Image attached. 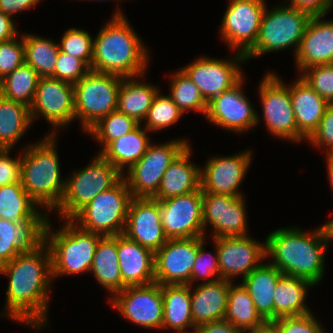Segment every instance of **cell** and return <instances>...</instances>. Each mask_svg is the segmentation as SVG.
Masks as SVG:
<instances>
[{"instance_id": "6da1fadb", "label": "cell", "mask_w": 333, "mask_h": 333, "mask_svg": "<svg viewBox=\"0 0 333 333\" xmlns=\"http://www.w3.org/2000/svg\"><path fill=\"white\" fill-rule=\"evenodd\" d=\"M0 273L9 277L4 316L33 329L45 326L53 281L47 245L44 243L33 252L18 254L0 267Z\"/></svg>"}, {"instance_id": "7a4b0ae2", "label": "cell", "mask_w": 333, "mask_h": 333, "mask_svg": "<svg viewBox=\"0 0 333 333\" xmlns=\"http://www.w3.org/2000/svg\"><path fill=\"white\" fill-rule=\"evenodd\" d=\"M332 240L330 220L310 233L297 227L281 228L267 236L266 256H272L270 264L283 275L308 280L315 286L324 276V253Z\"/></svg>"}, {"instance_id": "3957f363", "label": "cell", "mask_w": 333, "mask_h": 333, "mask_svg": "<svg viewBox=\"0 0 333 333\" xmlns=\"http://www.w3.org/2000/svg\"><path fill=\"white\" fill-rule=\"evenodd\" d=\"M149 52L119 10L94 39L91 71L121 77H143Z\"/></svg>"}, {"instance_id": "277c9868", "label": "cell", "mask_w": 333, "mask_h": 333, "mask_svg": "<svg viewBox=\"0 0 333 333\" xmlns=\"http://www.w3.org/2000/svg\"><path fill=\"white\" fill-rule=\"evenodd\" d=\"M39 143L23 148L20 182L31 199L40 207L55 210L62 200L65 180L60 176L55 132Z\"/></svg>"}, {"instance_id": "5b68a950", "label": "cell", "mask_w": 333, "mask_h": 333, "mask_svg": "<svg viewBox=\"0 0 333 333\" xmlns=\"http://www.w3.org/2000/svg\"><path fill=\"white\" fill-rule=\"evenodd\" d=\"M52 232L50 220L45 229V244L51 256L52 278L90 272L100 234L79 228L70 219Z\"/></svg>"}, {"instance_id": "8992f818", "label": "cell", "mask_w": 333, "mask_h": 333, "mask_svg": "<svg viewBox=\"0 0 333 333\" xmlns=\"http://www.w3.org/2000/svg\"><path fill=\"white\" fill-rule=\"evenodd\" d=\"M132 199L128 184L122 177L112 188L99 193L70 220L79 228L102 236L123 234Z\"/></svg>"}, {"instance_id": "52a82bcc", "label": "cell", "mask_w": 333, "mask_h": 333, "mask_svg": "<svg viewBox=\"0 0 333 333\" xmlns=\"http://www.w3.org/2000/svg\"><path fill=\"white\" fill-rule=\"evenodd\" d=\"M309 20L306 13L287 4L270 11L265 9L256 43L245 54L246 61L291 46H294L296 55Z\"/></svg>"}, {"instance_id": "ba28073f", "label": "cell", "mask_w": 333, "mask_h": 333, "mask_svg": "<svg viewBox=\"0 0 333 333\" xmlns=\"http://www.w3.org/2000/svg\"><path fill=\"white\" fill-rule=\"evenodd\" d=\"M65 181L61 202L55 209L61 220L71 219L99 193L112 188L123 174L99 153L93 161Z\"/></svg>"}, {"instance_id": "9c48e42d", "label": "cell", "mask_w": 333, "mask_h": 333, "mask_svg": "<svg viewBox=\"0 0 333 333\" xmlns=\"http://www.w3.org/2000/svg\"><path fill=\"white\" fill-rule=\"evenodd\" d=\"M122 78L90 70L73 84L75 119L81 121L83 131L87 132L104 116L117 109Z\"/></svg>"}, {"instance_id": "30bf717a", "label": "cell", "mask_w": 333, "mask_h": 333, "mask_svg": "<svg viewBox=\"0 0 333 333\" xmlns=\"http://www.w3.org/2000/svg\"><path fill=\"white\" fill-rule=\"evenodd\" d=\"M159 144L150 143L144 156L127 170L128 176H123L133 197L152 198L171 162L190 143L183 138Z\"/></svg>"}, {"instance_id": "8fae6325", "label": "cell", "mask_w": 333, "mask_h": 333, "mask_svg": "<svg viewBox=\"0 0 333 333\" xmlns=\"http://www.w3.org/2000/svg\"><path fill=\"white\" fill-rule=\"evenodd\" d=\"M263 117L270 134L286 141H297V125L289 86L275 73H268L259 86Z\"/></svg>"}, {"instance_id": "7c38bea8", "label": "cell", "mask_w": 333, "mask_h": 333, "mask_svg": "<svg viewBox=\"0 0 333 333\" xmlns=\"http://www.w3.org/2000/svg\"><path fill=\"white\" fill-rule=\"evenodd\" d=\"M109 303L130 322L143 328L162 329V285L151 283L128 286L110 298Z\"/></svg>"}, {"instance_id": "4fadbf2b", "label": "cell", "mask_w": 333, "mask_h": 333, "mask_svg": "<svg viewBox=\"0 0 333 333\" xmlns=\"http://www.w3.org/2000/svg\"><path fill=\"white\" fill-rule=\"evenodd\" d=\"M265 4L264 0H230L220 29L228 46L246 54L255 45Z\"/></svg>"}, {"instance_id": "5bb4252c", "label": "cell", "mask_w": 333, "mask_h": 333, "mask_svg": "<svg viewBox=\"0 0 333 333\" xmlns=\"http://www.w3.org/2000/svg\"><path fill=\"white\" fill-rule=\"evenodd\" d=\"M201 188L159 201L163 231L168 239L205 236Z\"/></svg>"}, {"instance_id": "9a60e30c", "label": "cell", "mask_w": 333, "mask_h": 333, "mask_svg": "<svg viewBox=\"0 0 333 333\" xmlns=\"http://www.w3.org/2000/svg\"><path fill=\"white\" fill-rule=\"evenodd\" d=\"M234 59L200 57L181 68L194 82L203 98L209 102L215 96L231 89L244 76L239 63L246 61L245 54L237 51Z\"/></svg>"}, {"instance_id": "2e32d148", "label": "cell", "mask_w": 333, "mask_h": 333, "mask_svg": "<svg viewBox=\"0 0 333 333\" xmlns=\"http://www.w3.org/2000/svg\"><path fill=\"white\" fill-rule=\"evenodd\" d=\"M32 122L44 117L55 128L68 126L75 120L73 84L52 77H40L30 107ZM40 114V115H39Z\"/></svg>"}, {"instance_id": "e0dca14e", "label": "cell", "mask_w": 333, "mask_h": 333, "mask_svg": "<svg viewBox=\"0 0 333 333\" xmlns=\"http://www.w3.org/2000/svg\"><path fill=\"white\" fill-rule=\"evenodd\" d=\"M218 251V263L221 279L234 281L233 278L242 275L244 279L252 270L258 268L265 260V244L246 236L213 238Z\"/></svg>"}, {"instance_id": "ac0fdd59", "label": "cell", "mask_w": 333, "mask_h": 333, "mask_svg": "<svg viewBox=\"0 0 333 333\" xmlns=\"http://www.w3.org/2000/svg\"><path fill=\"white\" fill-rule=\"evenodd\" d=\"M243 78L231 89L212 98L207 105L206 119L214 125L233 132H243L255 127L259 120L242 88Z\"/></svg>"}, {"instance_id": "d6986e66", "label": "cell", "mask_w": 333, "mask_h": 333, "mask_svg": "<svg viewBox=\"0 0 333 333\" xmlns=\"http://www.w3.org/2000/svg\"><path fill=\"white\" fill-rule=\"evenodd\" d=\"M244 198L203 193V229L206 230V226L211 224L213 238L246 236L248 226Z\"/></svg>"}, {"instance_id": "ffe728a7", "label": "cell", "mask_w": 333, "mask_h": 333, "mask_svg": "<svg viewBox=\"0 0 333 333\" xmlns=\"http://www.w3.org/2000/svg\"><path fill=\"white\" fill-rule=\"evenodd\" d=\"M198 254V237L168 239L155 252V282L160 285L189 284Z\"/></svg>"}, {"instance_id": "44dd1931", "label": "cell", "mask_w": 333, "mask_h": 333, "mask_svg": "<svg viewBox=\"0 0 333 333\" xmlns=\"http://www.w3.org/2000/svg\"><path fill=\"white\" fill-rule=\"evenodd\" d=\"M252 152L244 151L226 157H213L200 168V188L203 193L243 196L239 186L245 179L252 160Z\"/></svg>"}, {"instance_id": "7402d4cb", "label": "cell", "mask_w": 333, "mask_h": 333, "mask_svg": "<svg viewBox=\"0 0 333 333\" xmlns=\"http://www.w3.org/2000/svg\"><path fill=\"white\" fill-rule=\"evenodd\" d=\"M123 234L155 253L168 240L163 231L159 200L133 197Z\"/></svg>"}, {"instance_id": "603a6c76", "label": "cell", "mask_w": 333, "mask_h": 333, "mask_svg": "<svg viewBox=\"0 0 333 333\" xmlns=\"http://www.w3.org/2000/svg\"><path fill=\"white\" fill-rule=\"evenodd\" d=\"M49 219L39 211L21 223L0 218V267L18 254L30 253L42 246Z\"/></svg>"}, {"instance_id": "cb8c5ba5", "label": "cell", "mask_w": 333, "mask_h": 333, "mask_svg": "<svg viewBox=\"0 0 333 333\" xmlns=\"http://www.w3.org/2000/svg\"><path fill=\"white\" fill-rule=\"evenodd\" d=\"M312 17L304 31L300 47L296 53L297 69L333 63V20Z\"/></svg>"}, {"instance_id": "d4e9b609", "label": "cell", "mask_w": 333, "mask_h": 333, "mask_svg": "<svg viewBox=\"0 0 333 333\" xmlns=\"http://www.w3.org/2000/svg\"><path fill=\"white\" fill-rule=\"evenodd\" d=\"M117 253L123 289L155 282V253L124 234L117 235Z\"/></svg>"}, {"instance_id": "484cf974", "label": "cell", "mask_w": 333, "mask_h": 333, "mask_svg": "<svg viewBox=\"0 0 333 333\" xmlns=\"http://www.w3.org/2000/svg\"><path fill=\"white\" fill-rule=\"evenodd\" d=\"M289 86L297 125V142L308 140L318 128L325 110L330 105L301 77Z\"/></svg>"}, {"instance_id": "4316f807", "label": "cell", "mask_w": 333, "mask_h": 333, "mask_svg": "<svg viewBox=\"0 0 333 333\" xmlns=\"http://www.w3.org/2000/svg\"><path fill=\"white\" fill-rule=\"evenodd\" d=\"M191 146L188 144L171 162L165 171L157 193L156 200L189 194L200 188V167L190 162Z\"/></svg>"}, {"instance_id": "83f0119b", "label": "cell", "mask_w": 333, "mask_h": 333, "mask_svg": "<svg viewBox=\"0 0 333 333\" xmlns=\"http://www.w3.org/2000/svg\"><path fill=\"white\" fill-rule=\"evenodd\" d=\"M191 289V312L194 326L224 320L230 281L219 279Z\"/></svg>"}, {"instance_id": "f1b7e54d", "label": "cell", "mask_w": 333, "mask_h": 333, "mask_svg": "<svg viewBox=\"0 0 333 333\" xmlns=\"http://www.w3.org/2000/svg\"><path fill=\"white\" fill-rule=\"evenodd\" d=\"M282 275L277 267L263 263L241 281L248 290L256 310L267 322L274 320V290Z\"/></svg>"}, {"instance_id": "f546056e", "label": "cell", "mask_w": 333, "mask_h": 333, "mask_svg": "<svg viewBox=\"0 0 333 333\" xmlns=\"http://www.w3.org/2000/svg\"><path fill=\"white\" fill-rule=\"evenodd\" d=\"M141 127L143 128L142 124H139L134 130L110 142L99 152L105 160L114 165L122 174H124L126 167L129 170L144 156L151 143L147 134L149 131Z\"/></svg>"}, {"instance_id": "4dcf8cb0", "label": "cell", "mask_w": 333, "mask_h": 333, "mask_svg": "<svg viewBox=\"0 0 333 333\" xmlns=\"http://www.w3.org/2000/svg\"><path fill=\"white\" fill-rule=\"evenodd\" d=\"M191 288L189 284L162 285V329L185 331L195 328L191 312Z\"/></svg>"}, {"instance_id": "1f68e13d", "label": "cell", "mask_w": 333, "mask_h": 333, "mask_svg": "<svg viewBox=\"0 0 333 333\" xmlns=\"http://www.w3.org/2000/svg\"><path fill=\"white\" fill-rule=\"evenodd\" d=\"M90 272L111 294L123 290L117 253V235L103 236L96 247Z\"/></svg>"}, {"instance_id": "d6a6232c", "label": "cell", "mask_w": 333, "mask_h": 333, "mask_svg": "<svg viewBox=\"0 0 333 333\" xmlns=\"http://www.w3.org/2000/svg\"><path fill=\"white\" fill-rule=\"evenodd\" d=\"M313 286L308 280L282 275L274 290V320L310 313L304 301L308 288Z\"/></svg>"}, {"instance_id": "836d02e7", "label": "cell", "mask_w": 333, "mask_h": 333, "mask_svg": "<svg viewBox=\"0 0 333 333\" xmlns=\"http://www.w3.org/2000/svg\"><path fill=\"white\" fill-rule=\"evenodd\" d=\"M137 78H122L118 92L117 110L142 124L159 89L152 84L134 80Z\"/></svg>"}, {"instance_id": "e575fe53", "label": "cell", "mask_w": 333, "mask_h": 333, "mask_svg": "<svg viewBox=\"0 0 333 333\" xmlns=\"http://www.w3.org/2000/svg\"><path fill=\"white\" fill-rule=\"evenodd\" d=\"M31 124L30 107L0 95V149L12 150Z\"/></svg>"}, {"instance_id": "d590c367", "label": "cell", "mask_w": 333, "mask_h": 333, "mask_svg": "<svg viewBox=\"0 0 333 333\" xmlns=\"http://www.w3.org/2000/svg\"><path fill=\"white\" fill-rule=\"evenodd\" d=\"M224 320L234 325L241 333L266 322L256 310L253 300L243 284L235 285L231 281Z\"/></svg>"}, {"instance_id": "8d00e7d4", "label": "cell", "mask_w": 333, "mask_h": 333, "mask_svg": "<svg viewBox=\"0 0 333 333\" xmlns=\"http://www.w3.org/2000/svg\"><path fill=\"white\" fill-rule=\"evenodd\" d=\"M21 38H23L25 63L40 77H52L60 50L59 44L32 34H22Z\"/></svg>"}, {"instance_id": "74e56055", "label": "cell", "mask_w": 333, "mask_h": 333, "mask_svg": "<svg viewBox=\"0 0 333 333\" xmlns=\"http://www.w3.org/2000/svg\"><path fill=\"white\" fill-rule=\"evenodd\" d=\"M39 79V74L24 62L0 81V95L31 107Z\"/></svg>"}, {"instance_id": "f35d334b", "label": "cell", "mask_w": 333, "mask_h": 333, "mask_svg": "<svg viewBox=\"0 0 333 333\" xmlns=\"http://www.w3.org/2000/svg\"><path fill=\"white\" fill-rule=\"evenodd\" d=\"M37 204L31 199L21 182L0 186V218L23 222L37 212Z\"/></svg>"}, {"instance_id": "ab89813d", "label": "cell", "mask_w": 333, "mask_h": 333, "mask_svg": "<svg viewBox=\"0 0 333 333\" xmlns=\"http://www.w3.org/2000/svg\"><path fill=\"white\" fill-rule=\"evenodd\" d=\"M170 80L171 88L169 90L171 92L169 96L183 114L189 110L203 112V115L206 114L208 102L182 69L176 71Z\"/></svg>"}, {"instance_id": "60d3db41", "label": "cell", "mask_w": 333, "mask_h": 333, "mask_svg": "<svg viewBox=\"0 0 333 333\" xmlns=\"http://www.w3.org/2000/svg\"><path fill=\"white\" fill-rule=\"evenodd\" d=\"M138 125L134 119L116 109L99 120L87 133L102 144V151L110 142L131 132Z\"/></svg>"}, {"instance_id": "b9f144b4", "label": "cell", "mask_w": 333, "mask_h": 333, "mask_svg": "<svg viewBox=\"0 0 333 333\" xmlns=\"http://www.w3.org/2000/svg\"><path fill=\"white\" fill-rule=\"evenodd\" d=\"M184 114L170 96L158 93L154 96L144 128L150 132L160 131L180 120Z\"/></svg>"}, {"instance_id": "7bdbcfd3", "label": "cell", "mask_w": 333, "mask_h": 333, "mask_svg": "<svg viewBox=\"0 0 333 333\" xmlns=\"http://www.w3.org/2000/svg\"><path fill=\"white\" fill-rule=\"evenodd\" d=\"M94 39L84 29L69 28L63 35L59 48L62 52L82 59L90 68Z\"/></svg>"}, {"instance_id": "ee69618b", "label": "cell", "mask_w": 333, "mask_h": 333, "mask_svg": "<svg viewBox=\"0 0 333 333\" xmlns=\"http://www.w3.org/2000/svg\"><path fill=\"white\" fill-rule=\"evenodd\" d=\"M301 78L329 104H333V63L308 67Z\"/></svg>"}, {"instance_id": "f6af8a7d", "label": "cell", "mask_w": 333, "mask_h": 333, "mask_svg": "<svg viewBox=\"0 0 333 333\" xmlns=\"http://www.w3.org/2000/svg\"><path fill=\"white\" fill-rule=\"evenodd\" d=\"M204 238L205 236L198 237V254L191 271L190 286H192L197 279L200 280V278L206 279L202 281L203 283H205V281L207 283L221 279L217 248L215 249L216 253L214 256L211 252H206L204 248ZM212 276H214V278H212Z\"/></svg>"}, {"instance_id": "bcb514c9", "label": "cell", "mask_w": 333, "mask_h": 333, "mask_svg": "<svg viewBox=\"0 0 333 333\" xmlns=\"http://www.w3.org/2000/svg\"><path fill=\"white\" fill-rule=\"evenodd\" d=\"M89 71L90 67L82 59L59 50L52 78L75 84Z\"/></svg>"}, {"instance_id": "7dc6e473", "label": "cell", "mask_w": 333, "mask_h": 333, "mask_svg": "<svg viewBox=\"0 0 333 333\" xmlns=\"http://www.w3.org/2000/svg\"><path fill=\"white\" fill-rule=\"evenodd\" d=\"M271 322L276 333H326L311 312L299 316L280 317Z\"/></svg>"}, {"instance_id": "c3c4849f", "label": "cell", "mask_w": 333, "mask_h": 333, "mask_svg": "<svg viewBox=\"0 0 333 333\" xmlns=\"http://www.w3.org/2000/svg\"><path fill=\"white\" fill-rule=\"evenodd\" d=\"M17 37L0 42V81L25 62L23 38Z\"/></svg>"}, {"instance_id": "681fc988", "label": "cell", "mask_w": 333, "mask_h": 333, "mask_svg": "<svg viewBox=\"0 0 333 333\" xmlns=\"http://www.w3.org/2000/svg\"><path fill=\"white\" fill-rule=\"evenodd\" d=\"M307 141L316 148L325 147L327 153L333 152V104L327 107L318 128Z\"/></svg>"}, {"instance_id": "f907efd6", "label": "cell", "mask_w": 333, "mask_h": 333, "mask_svg": "<svg viewBox=\"0 0 333 333\" xmlns=\"http://www.w3.org/2000/svg\"><path fill=\"white\" fill-rule=\"evenodd\" d=\"M10 151L0 149V186L20 182L21 157L12 159Z\"/></svg>"}, {"instance_id": "816d5d0a", "label": "cell", "mask_w": 333, "mask_h": 333, "mask_svg": "<svg viewBox=\"0 0 333 333\" xmlns=\"http://www.w3.org/2000/svg\"><path fill=\"white\" fill-rule=\"evenodd\" d=\"M288 6L306 13L310 18L324 17L333 7V0H290Z\"/></svg>"}, {"instance_id": "f5cc1de1", "label": "cell", "mask_w": 333, "mask_h": 333, "mask_svg": "<svg viewBox=\"0 0 333 333\" xmlns=\"http://www.w3.org/2000/svg\"><path fill=\"white\" fill-rule=\"evenodd\" d=\"M40 2V0H0V11L12 17V15L20 13L32 8Z\"/></svg>"}, {"instance_id": "db71d44e", "label": "cell", "mask_w": 333, "mask_h": 333, "mask_svg": "<svg viewBox=\"0 0 333 333\" xmlns=\"http://www.w3.org/2000/svg\"><path fill=\"white\" fill-rule=\"evenodd\" d=\"M195 330L197 333H241L234 325L225 320L201 324L196 326Z\"/></svg>"}, {"instance_id": "11a10c76", "label": "cell", "mask_w": 333, "mask_h": 333, "mask_svg": "<svg viewBox=\"0 0 333 333\" xmlns=\"http://www.w3.org/2000/svg\"><path fill=\"white\" fill-rule=\"evenodd\" d=\"M11 16L0 11V42L10 40L18 35Z\"/></svg>"}, {"instance_id": "9f6ffc18", "label": "cell", "mask_w": 333, "mask_h": 333, "mask_svg": "<svg viewBox=\"0 0 333 333\" xmlns=\"http://www.w3.org/2000/svg\"><path fill=\"white\" fill-rule=\"evenodd\" d=\"M276 333L275 326L272 322H265L263 325L255 327L243 333Z\"/></svg>"}, {"instance_id": "6f0895ef", "label": "cell", "mask_w": 333, "mask_h": 333, "mask_svg": "<svg viewBox=\"0 0 333 333\" xmlns=\"http://www.w3.org/2000/svg\"><path fill=\"white\" fill-rule=\"evenodd\" d=\"M326 155H327V157H326V159H327L326 164H327V167H328V169H327L328 172L327 173H328L329 183L331 185L330 187L333 190V152L326 153Z\"/></svg>"}, {"instance_id": "680465c9", "label": "cell", "mask_w": 333, "mask_h": 333, "mask_svg": "<svg viewBox=\"0 0 333 333\" xmlns=\"http://www.w3.org/2000/svg\"><path fill=\"white\" fill-rule=\"evenodd\" d=\"M176 333H189V332H184V331H176ZM190 333H197L196 332V330H195V328L194 329H192V332H190Z\"/></svg>"}]
</instances>
